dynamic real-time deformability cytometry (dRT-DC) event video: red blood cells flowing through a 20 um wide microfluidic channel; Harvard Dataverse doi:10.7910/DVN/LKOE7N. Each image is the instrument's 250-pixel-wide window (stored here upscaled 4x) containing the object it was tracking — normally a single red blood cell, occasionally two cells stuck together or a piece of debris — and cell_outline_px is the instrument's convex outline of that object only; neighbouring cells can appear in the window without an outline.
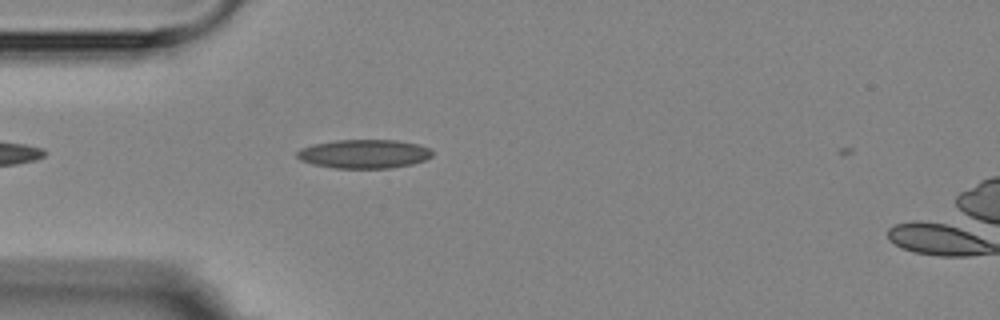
{"species": "Egyptian fruit bat (a non-hibernating species)", "species_latin": "Rousettus aegyptiacus", "temperature_condition": "room temperature", "stored_images_in_passage": 4, "camera_frame_rate_fps": 3000, "um_per_image_px": 0.085, "animal": {"sex": "female"}, "frame": {"image": 1, "passage_image": 3, "time_ms": 4.0, "image_size_px": [1000, 320], "cell_outline_px": [[432, 156], [424, 160], [412, 164], [392, 168], [332, 168], [312, 164], [300, 160], [296, 156], [296, 152], [300, 148], [316, 144], [336, 140], [396, 140], [420, 144], [428, 148], [432, 152]], "centroid_in_image_um": [30.94, 13.08], "position_along_channel_um": 54.1, "area_um2": 22.77}}